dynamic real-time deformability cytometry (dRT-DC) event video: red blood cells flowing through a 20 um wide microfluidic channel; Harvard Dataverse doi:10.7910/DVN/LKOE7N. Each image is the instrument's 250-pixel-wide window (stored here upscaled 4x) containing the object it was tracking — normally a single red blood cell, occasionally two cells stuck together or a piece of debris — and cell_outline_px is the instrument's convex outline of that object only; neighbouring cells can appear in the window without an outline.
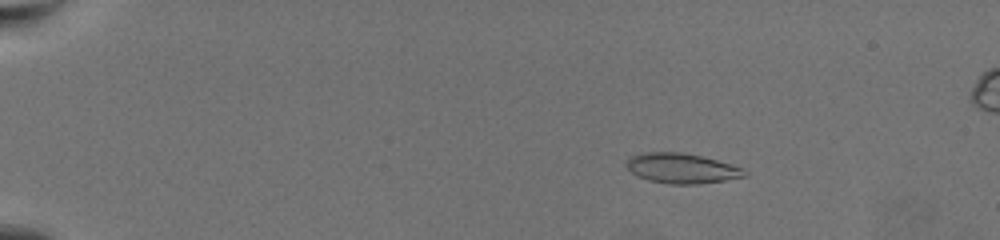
{"species": "common noctule bat (a hibernating species)", "species_latin": "Nyctalus noctula", "temperature_condition": "warm", "stored_images_in_passage": 65, "camera_frame_rate_fps": 3000, "um_per_image_px": 0.085, "animal": {"sex": "female", "body_mass_g": 19.5, "forearm_length_mm": 54.1}, "frame": {"image": 1, "passage_image": 13, "time_ms": 4.0, "image_size_px": [1000, 240], "cell_outline_px": [[748, 176], [724, 180], [696, 184], [668, 184], [648, 180], [632, 172], [624, 164], [628, 156], [644, 152], [680, 152], [700, 156], [716, 160], [744, 168], [748, 172]], "centroid_in_image_um": [57.93, 14.3], "position_along_channel_um": 27.1, "area_um2": 20.69}}
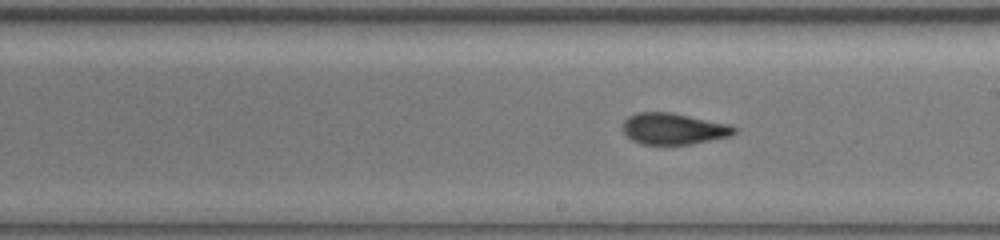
{"frame": {"image": 2, "passage_image": 41, "time_ms": 13.333, "image_size_px": [1000, 240], "cell_outline_px": [[740, 128], [732, 136], [688, 144], [640, 144], [632, 140], [624, 132], [624, 120], [628, 116], [636, 112], [672, 112], [728, 124]], "centroid_in_image_um": [57.28, 10.93], "position_along_channel_um": 231.7, "area_um2": 20.35}}
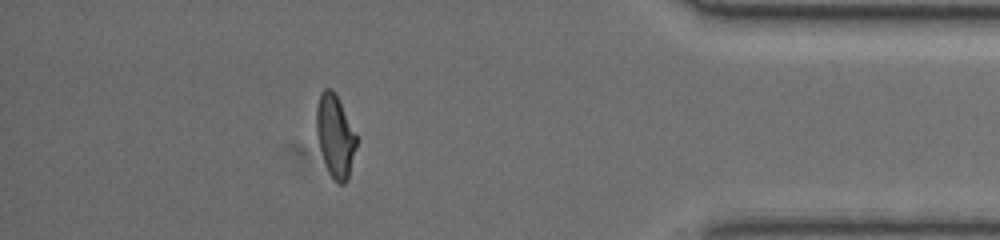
{"frame": {"image": 3, "passage_image": 59, "time_ms": 19.333, "image_size_px": [1000, 240], "cell_outline_px": [[356, 144], [348, 180], [344, 184], [340, 184], [328, 172], [320, 148], [316, 132], [316, 108], [320, 92], [324, 88], [332, 88], [336, 92], [356, 132]], "centroid_in_image_um": [28.49, 11.49], "position_along_channel_um": 406.7, "area_um2": 19.31}, "authors_computed_cell_mechanics": {"area_um2": 20.3456, "velocity_mm_per_s": 3.4305, "shape_relaxation_time_tau1_ms": 6.2675, "shape_relaxation_time_tau2_ms": 1.2602, "deformation_change_tau1": 0.2195, "deformation_change_tau2": 0.0878}}